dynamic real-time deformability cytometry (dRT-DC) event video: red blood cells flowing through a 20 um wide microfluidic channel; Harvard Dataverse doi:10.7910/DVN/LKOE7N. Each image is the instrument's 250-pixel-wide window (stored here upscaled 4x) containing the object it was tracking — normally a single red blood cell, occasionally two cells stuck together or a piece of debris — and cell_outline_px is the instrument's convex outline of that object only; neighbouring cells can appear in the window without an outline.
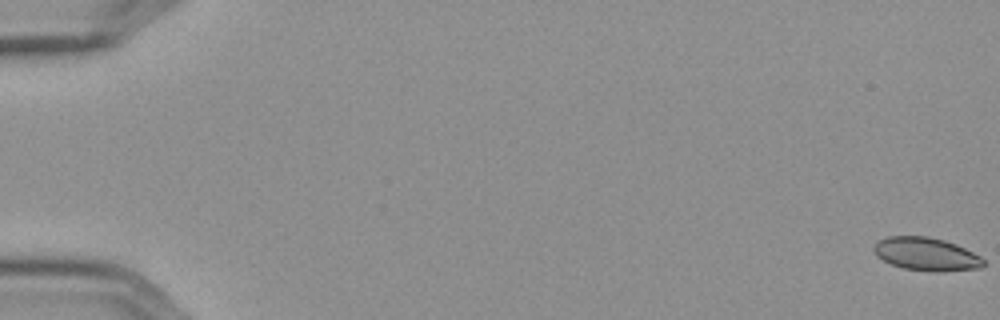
{"species": "Egyptian fruit bat (a non-hibernating species)", "species_latin": "Rousettus aegyptiacus", "temperature_condition": "cold", "stored_images_in_passage": 58, "camera_frame_rate_fps": 3000, "um_per_image_px": 0.085, "frame": {"image": 1, "passage_image": 1, "time_ms": 0.0, "image_size_px": [1000, 320], "cell_outline_px": [[984, 264], [980, 268], [940, 272], [932, 272], [904, 268], [892, 264], [876, 256], [872, 248], [880, 240], [888, 236], [928, 236], [944, 240], [956, 244], [980, 256], [984, 260]], "centroid_in_image_um": [78.73, 21.6], "position_along_channel_um": 6.3, "area_um2": 21.1}}
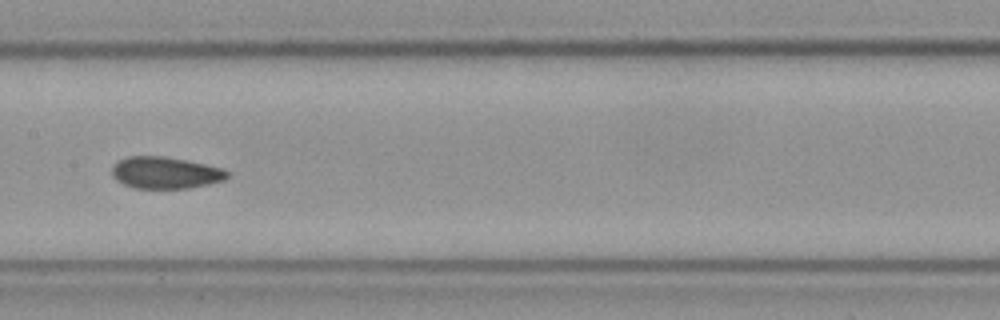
{"frame": {"image": 2, "passage_image": 31, "time_ms": 10.0, "image_size_px": [1000, 320], "cell_outline_px": [[228, 176], [224, 180], [188, 188], [132, 188], [116, 180], [112, 176], [112, 168], [120, 160], [128, 156], [164, 156], [224, 168], [228, 172]], "centroid_in_image_um": [14.04, 14.68], "position_along_channel_um": 193.4, "area_um2": 21.15}}
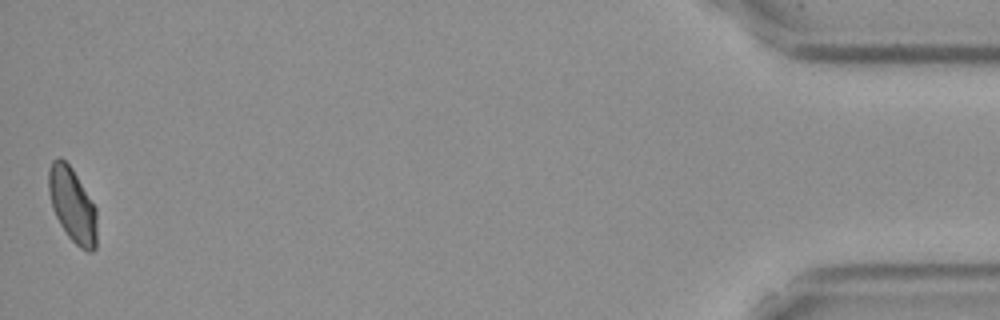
{"frame": {"image": 3, "passage_image": 58, "time_ms": 19.0, "image_size_px": [1000, 320], "cell_outline_px": [[96, 248], [92, 252], [88, 252], [80, 248], [68, 236], [60, 224], [52, 208], [48, 192], [48, 172], [52, 160], [60, 156], [72, 168], [96, 208]], "centroid_in_image_um": [6.14, 17.42], "position_along_channel_um": 429.1, "area_um2": 20.92}, "authors_computed_cell_mechanics": {"area_um2": 21.4727, "velocity_mm_per_s": 3.5778, "shape_relaxation_time_tau1_ms": null, "shape_relaxation_time_tau2_ms": 2.0078, "deformation_change_tau1": null, "deformation_change_tau2": 0.0464}}